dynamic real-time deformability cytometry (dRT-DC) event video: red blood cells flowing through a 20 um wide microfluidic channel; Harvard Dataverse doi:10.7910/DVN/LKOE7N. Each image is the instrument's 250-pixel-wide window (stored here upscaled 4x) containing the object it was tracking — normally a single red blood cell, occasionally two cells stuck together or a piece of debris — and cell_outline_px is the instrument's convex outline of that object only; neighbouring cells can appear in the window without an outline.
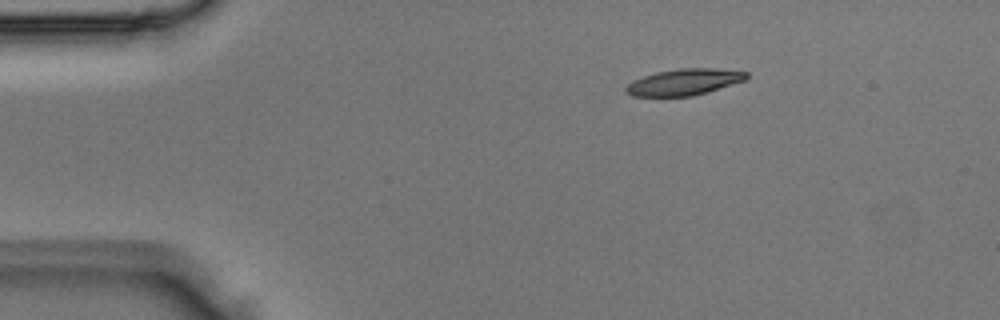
{"species": "Egyptian fruit bat (a non-hibernating species)", "species_latin": "Rousettus aegyptiacus", "temperature_condition": "room temperature", "stored_images_in_passage": 3, "camera_frame_rate_fps": 3000, "um_per_image_px": 0.085, "animal": {"sex": "male"}, "frame": {"image": 1, "passage_image": 1, "time_ms": 0.0, "image_size_px": [1000, 320], "cell_outline_px": [[748, 76], [744, 80], [708, 92], [692, 96], [632, 96], [624, 92], [624, 88], [632, 80], [656, 72], [680, 68], [716, 68], [748, 72]], "centroid_in_image_um": [58.11, 6.97], "position_along_channel_um": 26.9, "area_um2": 18.5}}
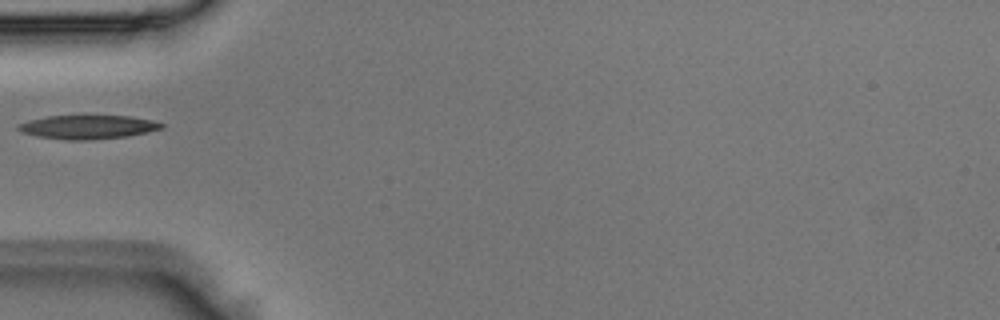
{"frame": {"image": 2, "passage_image": 3, "time_ms": 0.667, "image_size_px": [1000, 320], "cell_outline_px": [[164, 128], [148, 132], [128, 136], [92, 140], [64, 140], [40, 136], [20, 132], [16, 128], [20, 124], [28, 120], [48, 116], [128, 116], [152, 120], [164, 124]], "centroid_in_image_um": [7.48, 10.8], "position_along_channel_um": 77.5, "area_um2": 19.83}}